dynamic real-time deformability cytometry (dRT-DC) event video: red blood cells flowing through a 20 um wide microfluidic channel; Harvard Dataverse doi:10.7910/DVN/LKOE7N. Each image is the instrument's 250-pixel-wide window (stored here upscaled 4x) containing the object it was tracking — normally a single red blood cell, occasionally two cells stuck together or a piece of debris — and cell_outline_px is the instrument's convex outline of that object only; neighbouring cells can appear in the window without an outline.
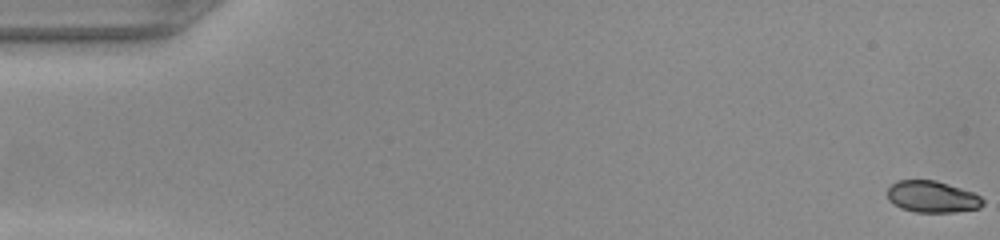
{"species": "common noctule bat (a hibernating species)", "species_latin": "Nyctalus noctula", "temperature_condition": "warm", "stored_images_in_passage": 50, "camera_frame_rate_fps": 3000, "um_per_image_px": 0.085, "animal": {"sex": "female", "body_mass_g": 22.0, "forearm_length_mm": 56.7}, "frame": {"image": 1, "passage_image": 1, "time_ms": 0.0, "image_size_px": [1000, 240], "cell_outline_px": [[984, 204], [980, 208], [956, 212], [916, 212], [900, 208], [888, 200], [888, 188], [896, 180], [936, 180], [972, 192], [980, 196], [984, 200]], "centroid_in_image_um": [79.24, 16.73], "position_along_channel_um": 5.8, "area_um2": 17.63}}
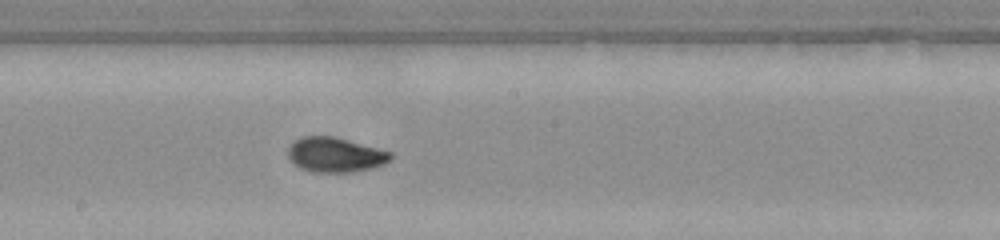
{"frame": {"image": 2, "passage_image": 28, "time_ms": 9.0, "image_size_px": [1000, 240], "cell_outline_px": [[392, 160], [384, 164], [372, 168], [352, 172], [312, 172], [300, 168], [288, 156], [288, 148], [296, 140], [304, 136], [336, 136], [392, 152]], "centroid_in_image_um": [28.54, 13.15], "position_along_channel_um": 219.7, "area_um2": 20.81}}
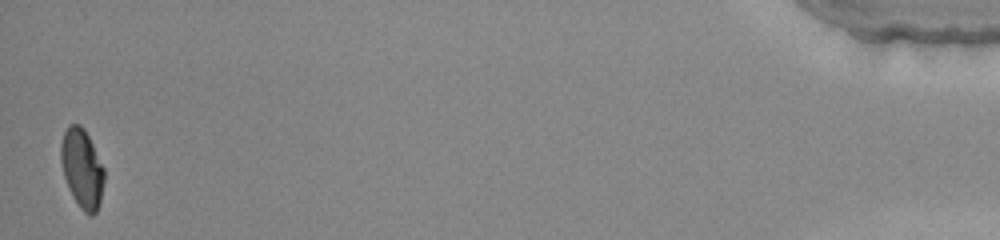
{"frame": {"image": 3, "passage_image": 50, "time_ms": 16.333, "image_size_px": [1000, 240], "cell_outline_px": [[104, 180], [100, 204], [96, 212], [92, 216], [88, 216], [80, 208], [72, 196], [64, 176], [60, 160], [60, 144], [64, 132], [68, 124], [80, 124], [84, 128], [104, 168]], "centroid_in_image_um": [6.96, 14.33], "position_along_channel_um": 428.2, "area_um2": 20.06}}